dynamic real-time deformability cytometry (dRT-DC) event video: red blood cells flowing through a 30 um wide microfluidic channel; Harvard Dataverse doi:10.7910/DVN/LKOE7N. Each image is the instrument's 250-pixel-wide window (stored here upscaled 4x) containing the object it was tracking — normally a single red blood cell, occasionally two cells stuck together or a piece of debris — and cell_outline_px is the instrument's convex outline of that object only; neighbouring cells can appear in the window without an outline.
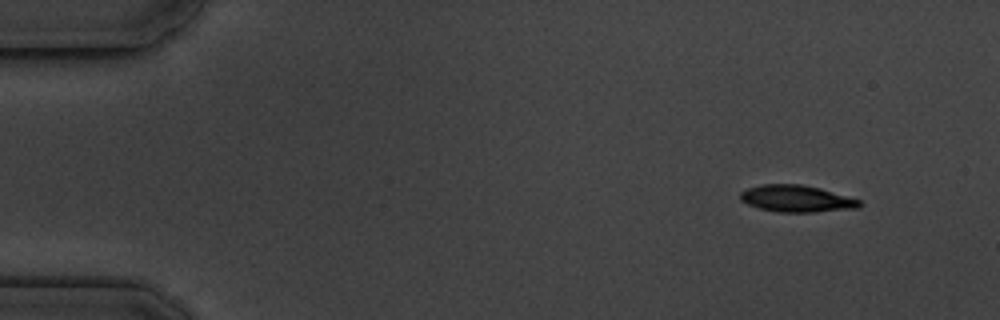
{"species": "common noctule bat (a hibernating species)", "species_latin": "Nyctalus noctula", "temperature_condition": "cold", "stored_images_in_passage": 6, "camera_frame_rate_fps": 3000, "um_per_image_px": 0.085, "animal": {"sex": "male", "body_mass_g": 19.5, "forearm_length_mm": 54.6}, "frame": {"image": 1, "passage_image": 1, "time_ms": 0.0, "image_size_px": [1000, 320], "cell_outline_px": [[864, 204], [856, 208], [812, 212], [776, 212], [760, 208], [748, 204], [740, 200], [740, 192], [748, 188], [764, 184], [800, 184], [820, 188], [860, 200]], "centroid_in_image_um": [67.7, 16.88], "position_along_channel_um": 17.3, "area_um2": 18.5}}
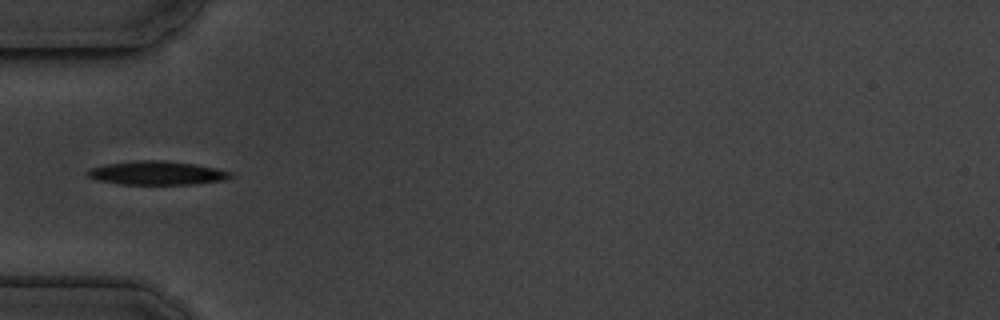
{"frame": {"image": 2, "passage_image": 4, "time_ms": 4.333, "image_size_px": [1000, 320], "cell_outline_px": [[232, 176], [224, 180], [196, 184], [116, 184], [96, 180], [88, 176], [84, 172], [92, 168], [104, 164], [136, 160], [164, 160], [196, 164], [216, 168], [232, 172]], "centroid_in_image_um": [13.31, 14.7], "position_along_channel_um": 71.7, "area_um2": 19.94}}